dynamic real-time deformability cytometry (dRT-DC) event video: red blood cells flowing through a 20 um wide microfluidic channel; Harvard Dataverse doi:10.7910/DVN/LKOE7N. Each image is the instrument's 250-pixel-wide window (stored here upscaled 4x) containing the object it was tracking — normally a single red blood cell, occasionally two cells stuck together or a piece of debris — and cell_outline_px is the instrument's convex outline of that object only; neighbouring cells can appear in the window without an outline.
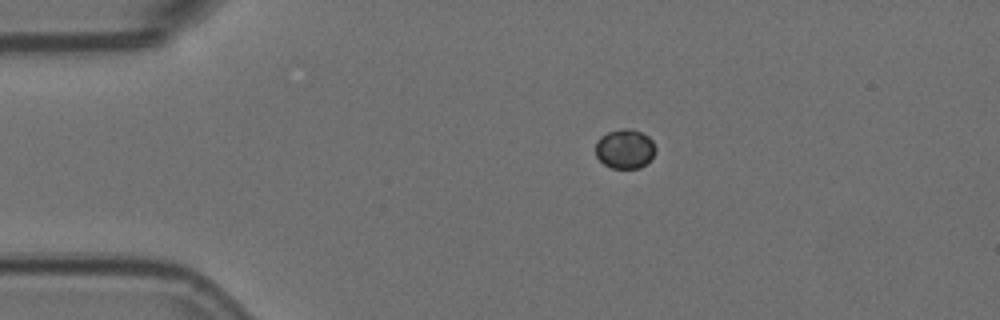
{"species": "Egyptian fruit bat (a non-hibernating species)", "species_latin": "Rousettus aegyptiacus", "temperature_condition": "room temperature", "stored_images_in_passage": 9, "camera_frame_rate_fps": 3000, "um_per_image_px": 0.085, "animal": {"sex": "female"}, "frame": {"image": 1, "passage_image": 1, "time_ms": 0.0, "image_size_px": [1000, 320], "cell_outline_px": [[656, 152], [640, 168], [612, 168], [604, 164], [596, 156], [596, 140], [600, 136], [608, 132], [624, 128], [628, 128], [640, 132], [648, 136], [652, 140], [656, 148]], "centroid_in_image_um": [53.1, 12.64], "position_along_channel_um": 31.9, "area_um2": 13.7}}
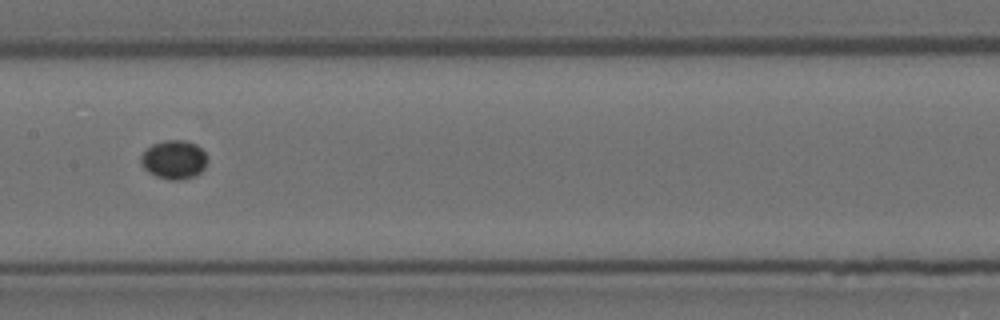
{"frame": {"image": 2, "passage_image": 6, "time_ms": 1.667, "image_size_px": [1000, 320], "cell_outline_px": [[204, 168], [196, 176], [180, 180], [168, 180], [156, 176], [148, 172], [140, 164], [140, 156], [152, 144], [164, 140], [184, 140], [196, 144], [204, 152]], "centroid_in_image_um": [14.74, 13.58], "position_along_channel_um": 192.7, "area_um2": 14.91}}
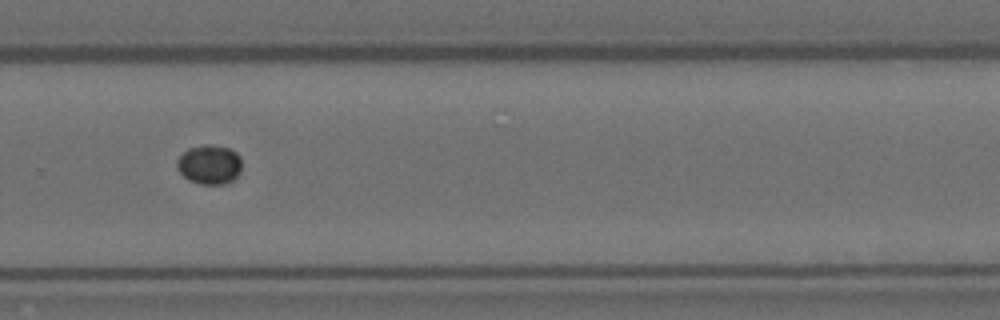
{"frame": {"image": 3, "passage_image": 9, "time_ms": 2.667, "image_size_px": [1000, 320], "cell_outline_px": [[240, 172], [232, 180], [224, 184], [200, 184], [188, 180], [176, 168], [176, 160], [188, 148], [204, 144], [212, 144], [228, 148], [236, 152], [240, 156]], "centroid_in_image_um": [17.78, 13.98], "position_along_channel_um": 312.0, "area_um2": 14.91}}